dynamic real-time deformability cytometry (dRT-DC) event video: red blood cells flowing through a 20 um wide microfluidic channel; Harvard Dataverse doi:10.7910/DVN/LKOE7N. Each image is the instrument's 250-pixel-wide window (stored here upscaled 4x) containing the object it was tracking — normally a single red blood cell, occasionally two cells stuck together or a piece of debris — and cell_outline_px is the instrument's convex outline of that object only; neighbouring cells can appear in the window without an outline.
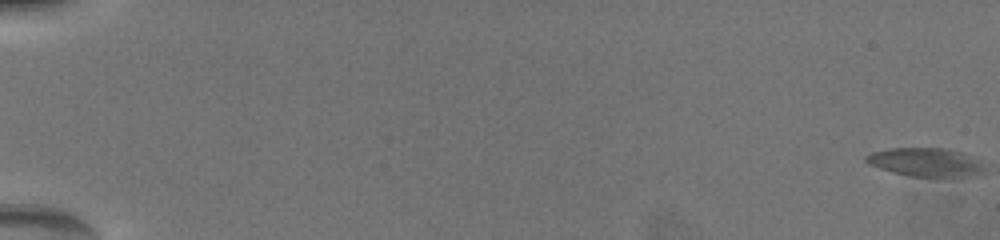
{"species": "common noctule bat (a hibernating species)", "species_latin": "Nyctalus noctula", "temperature_condition": "warm", "stored_images_in_passage": 12, "camera_frame_rate_fps": 3000, "um_per_image_px": 0.085, "animal": {"sex": "female", "body_mass_g": 19.5, "forearm_length_mm": 54.1}, "frame": {"image": 1, "passage_image": 1, "time_ms": 0.0, "image_size_px": [1000, 240], "cell_outline_px": [[980, 172], [952, 176], [912, 176], [892, 172], [880, 168], [864, 160], [864, 156], [872, 152], [888, 148], [940, 148], [956, 152], [976, 164], [980, 168]], "centroid_in_image_um": [78.39, 13.77], "position_along_channel_um": 6.6, "area_um2": 18.09}}